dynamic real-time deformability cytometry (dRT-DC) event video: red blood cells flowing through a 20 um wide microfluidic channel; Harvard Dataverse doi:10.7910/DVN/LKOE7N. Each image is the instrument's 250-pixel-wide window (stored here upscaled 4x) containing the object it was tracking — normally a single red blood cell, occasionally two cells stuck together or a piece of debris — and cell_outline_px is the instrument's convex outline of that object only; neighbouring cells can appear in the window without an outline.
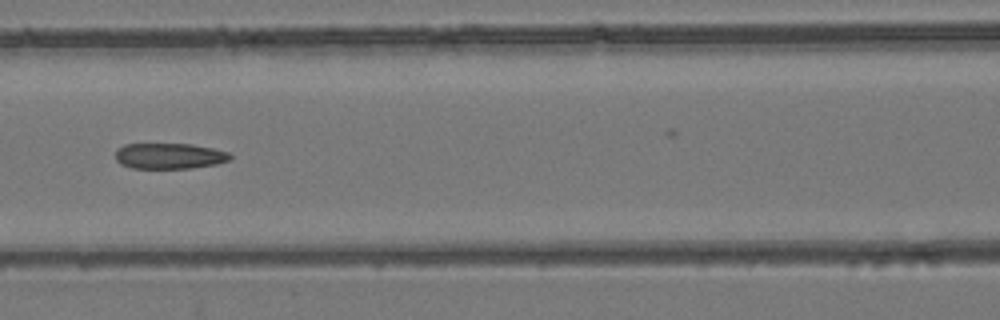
{"species": "common noctule bat (a hibernating species)", "species_latin": "Nyctalus noctula", "temperature_condition": "room temperature", "stored_images_in_passage": 8, "camera_frame_rate_fps": 3000, "um_per_image_px": 0.085, "animal": {"sex": "female", "body_mass_g": 24.6, "forearm_length_mm": 56.2}, "frame": {"image": 1, "passage_image": 7, "time_ms": 7.667, "image_size_px": [1000, 320], "cell_outline_px": [[232, 156], [228, 160], [216, 164], [192, 168], [132, 168], [120, 164], [116, 160], [116, 148], [124, 144], [192, 144], [212, 148], [228, 152]], "centroid_in_image_um": [14.36, 13.25], "position_along_channel_um": 152.2, "area_um2": 17.22}}